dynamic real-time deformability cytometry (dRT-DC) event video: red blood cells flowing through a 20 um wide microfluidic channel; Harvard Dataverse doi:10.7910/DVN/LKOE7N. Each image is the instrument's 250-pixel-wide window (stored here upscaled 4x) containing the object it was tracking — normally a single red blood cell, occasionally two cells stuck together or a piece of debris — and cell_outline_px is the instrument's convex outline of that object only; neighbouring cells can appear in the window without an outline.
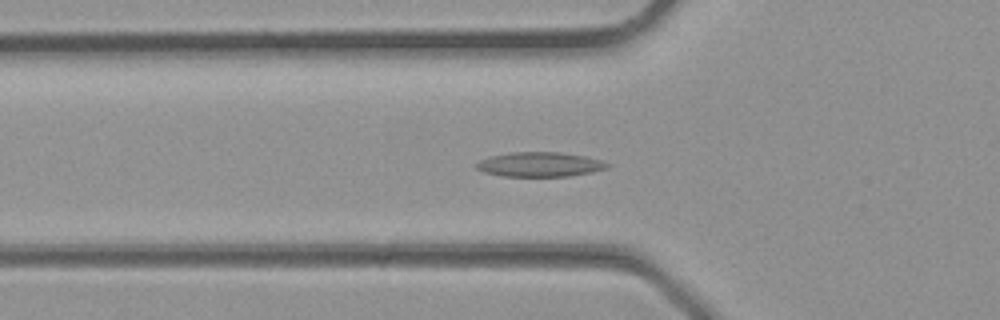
{"species": "common noctule bat (a hibernating species)", "species_latin": "Nyctalus noctula", "temperature_condition": "room temperature", "stored_images_in_passage": 33, "camera_frame_rate_fps": 3000, "um_per_image_px": 0.085, "animal": {"sex": "male", "body_mass_g": 23.1, "forearm_length_mm": 52.7}, "frame": {"image": 1, "passage_image": 11, "time_ms": 3.333, "image_size_px": [1000, 320], "cell_outline_px": [[612, 164], [608, 168], [592, 172], [568, 176], [504, 176], [484, 172], [476, 168], [476, 164], [480, 160], [488, 156], [508, 152], [560, 152], [588, 156]], "centroid_in_image_um": [45.9, 13.96], "position_along_channel_um": 79.9, "area_um2": 18.9}}
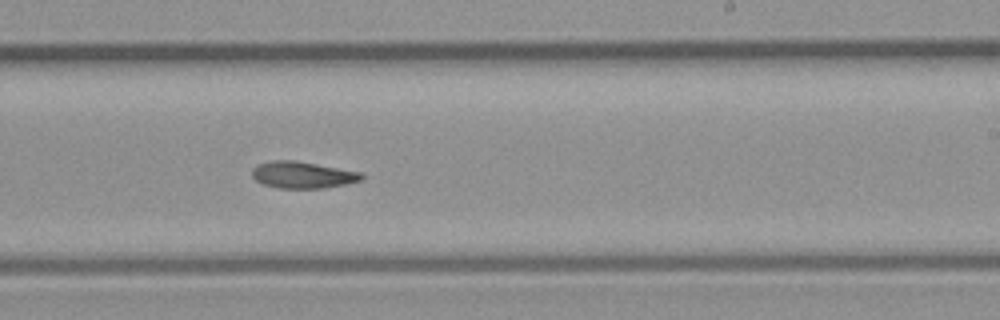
{"frame": {"image": 2, "passage_image": 20, "time_ms": 6.333, "image_size_px": [1000, 320], "cell_outline_px": [[364, 176], [360, 180], [344, 184], [324, 188], [280, 188], [264, 184], [256, 180], [252, 176], [252, 168], [260, 164], [272, 160], [296, 160], [364, 172]], "centroid_in_image_um": [25.75, 14.85], "position_along_channel_um": 263.3, "area_um2": 17.05}}
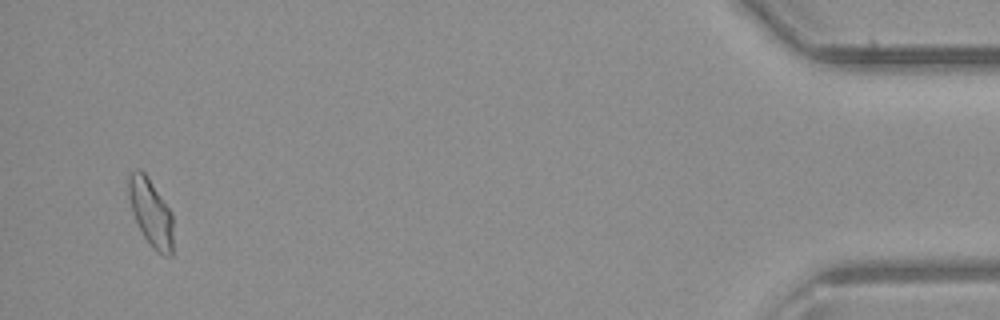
{"frame": {"image": 3, "passage_image": 32, "time_ms": 10.333, "image_size_px": [1000, 320], "cell_outline_px": [[172, 256], [164, 256], [152, 248], [144, 236], [132, 212], [128, 196], [128, 176], [136, 168], [140, 168], [144, 172], [172, 212]], "centroid_in_image_um": [12.81, 18.06], "position_along_channel_um": 422.4, "area_um2": 17.4}}